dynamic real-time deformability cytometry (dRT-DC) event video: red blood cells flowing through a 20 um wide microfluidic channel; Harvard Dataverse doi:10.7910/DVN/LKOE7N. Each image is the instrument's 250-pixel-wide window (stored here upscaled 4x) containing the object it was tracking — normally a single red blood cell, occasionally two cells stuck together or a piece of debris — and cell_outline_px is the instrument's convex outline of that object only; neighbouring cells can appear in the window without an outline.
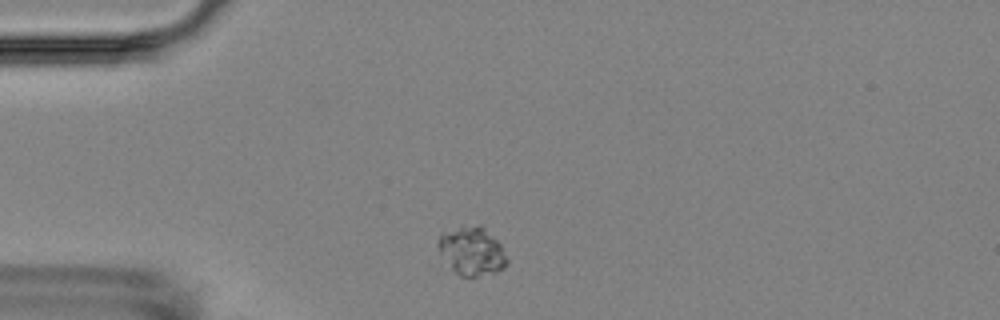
{"species": "Egyptian fruit bat (a non-hibernating species)", "species_latin": "Rousettus aegyptiacus", "temperature_condition": "room temperature", "stored_images_in_passage": 3, "camera_frame_rate_fps": 3000, "um_per_image_px": 0.085, "animal": {"sex": "female"}, "frame": {"image": 1, "passage_image": 1, "time_ms": 0.0, "image_size_px": [1000, 320], "cell_outline_px": [[508, 264], [504, 268], [496, 272], [480, 276], [460, 276], [452, 268], [440, 252], [436, 244], [440, 236], [460, 224], [484, 224], [500, 244], [508, 260]], "centroid_in_image_um": [40.14, 21.29], "position_along_channel_um": 44.9, "area_um2": 19.65}}